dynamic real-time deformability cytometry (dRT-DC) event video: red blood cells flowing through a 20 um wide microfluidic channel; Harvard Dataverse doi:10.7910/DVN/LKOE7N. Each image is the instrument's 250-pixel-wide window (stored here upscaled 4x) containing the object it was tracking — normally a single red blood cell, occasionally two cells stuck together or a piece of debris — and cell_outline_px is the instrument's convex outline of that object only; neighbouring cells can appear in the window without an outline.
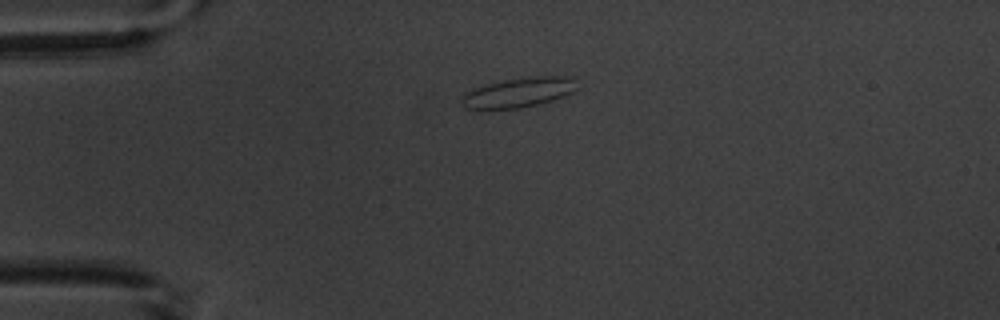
{"species": "common noctule bat (a hibernating species)", "species_latin": "Nyctalus noctula", "temperature_condition": "warm", "stored_images_in_passage": 6, "camera_frame_rate_fps": 3000, "um_per_image_px": 0.085, "animal": {"sex": "male", "body_mass_g": 20.1, "forearm_length_mm": 53.5}, "frame": {"image": 1, "passage_image": 1, "time_ms": 0.0, "image_size_px": [1000, 320], "cell_outline_px": [[576, 88], [572, 92], [564, 96], [552, 100], [520, 108], [480, 112], [464, 108], [460, 104], [460, 96], [464, 92], [472, 88], [504, 80], [536, 76], [572, 76], [576, 80]], "centroid_in_image_um": [43.95, 7.9], "position_along_channel_um": 41.0, "area_um2": 20.75}}
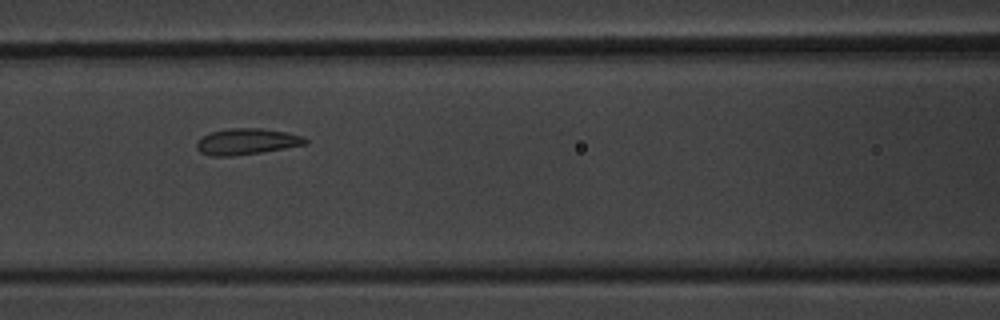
{"frame": {"image": 2, "passage_image": 4, "time_ms": 3.667, "image_size_px": [1000, 320], "cell_outline_px": [[308, 144], [260, 152], [232, 156], [212, 156], [200, 152], [196, 148], [196, 144], [204, 136], [212, 132], [228, 128], [260, 128], [284, 132], [300, 136], [308, 140]], "centroid_in_image_um": [20.96, 12.03], "position_along_channel_um": 145.6, "area_um2": 16.24}}
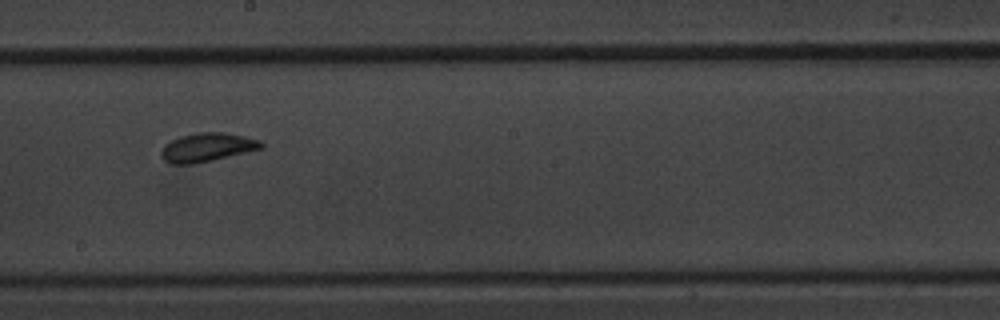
{"frame": {"image": 3, "passage_image": 6, "time_ms": 6.0, "image_size_px": [1000, 320], "cell_outline_px": [[264, 148], [212, 160], [192, 164], [172, 164], [164, 160], [160, 156], [160, 152], [164, 144], [180, 136], [200, 132], [224, 132], [244, 136], [260, 140], [264, 144]], "centroid_in_image_um": [17.6, 12.52], "position_along_channel_um": 230.6, "area_um2": 16.76}}